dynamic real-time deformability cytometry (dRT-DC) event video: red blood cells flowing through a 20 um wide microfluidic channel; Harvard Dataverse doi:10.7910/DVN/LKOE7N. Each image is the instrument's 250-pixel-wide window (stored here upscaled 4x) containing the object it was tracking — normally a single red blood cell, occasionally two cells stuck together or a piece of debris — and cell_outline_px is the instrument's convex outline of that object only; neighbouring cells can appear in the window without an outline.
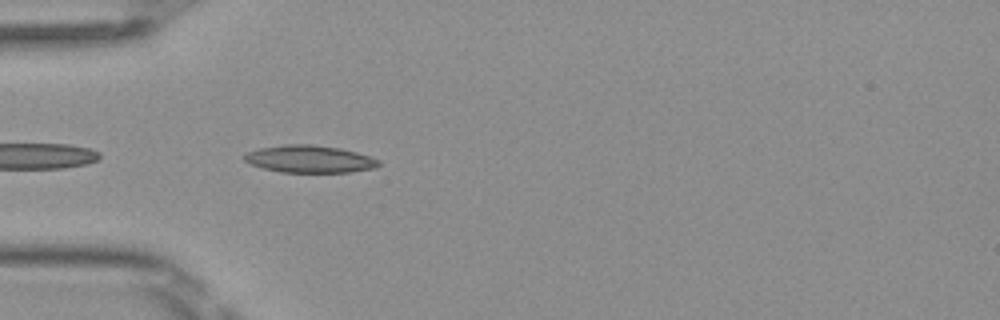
{"species": "Egyptian fruit bat (a non-hibernating species)", "species_latin": "Rousettus aegyptiacus", "temperature_condition": "room temperature", "stored_images_in_passage": 5, "camera_frame_rate_fps": 3000, "um_per_image_px": 0.085, "frame": {"image": 1, "passage_image": 2, "time_ms": 0.333, "image_size_px": [1000, 320], "cell_outline_px": [[380, 164], [376, 168], [352, 172], [280, 172], [264, 168], [252, 164], [244, 160], [240, 156], [248, 152], [260, 148], [284, 144], [312, 144], [340, 148], [356, 152], [380, 160]], "centroid_in_image_um": [26.32, 13.51], "position_along_channel_um": 58.7, "area_um2": 21.44}}